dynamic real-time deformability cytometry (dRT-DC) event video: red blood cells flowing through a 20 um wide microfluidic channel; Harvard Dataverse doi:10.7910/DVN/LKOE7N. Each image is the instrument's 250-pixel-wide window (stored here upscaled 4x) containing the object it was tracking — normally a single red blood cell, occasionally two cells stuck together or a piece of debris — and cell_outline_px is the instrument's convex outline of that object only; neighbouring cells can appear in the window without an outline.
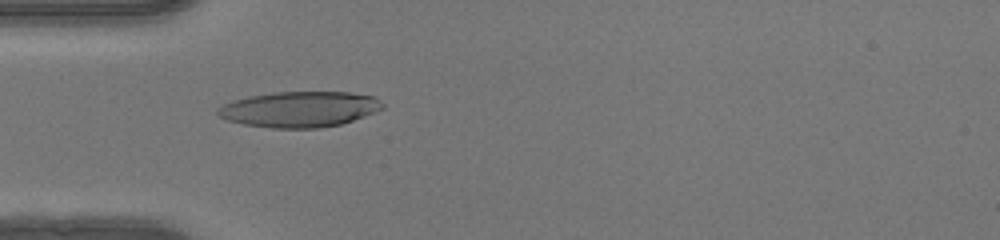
{"species": "human", "species_latin": "Homo sapiens", "temperature_condition": "warm", "stored_images_in_passage": 49, "camera_frame_rate_fps": 3000, "um_per_image_px": 0.085, "donor": {"sex": "female"}, "frame": {"image": 1, "passage_image": 15, "time_ms": 4.667, "image_size_px": [1000, 240], "cell_outline_px": [[384, 108], [364, 116], [340, 124], [320, 128], [272, 128], [244, 124], [228, 120], [220, 116], [216, 112], [224, 104], [232, 100], [248, 96], [272, 92], [348, 92], [376, 96], [384, 104]], "centroid_in_image_um": [25.48, 9.28], "position_along_channel_um": 59.5, "area_um2": 34.22}}
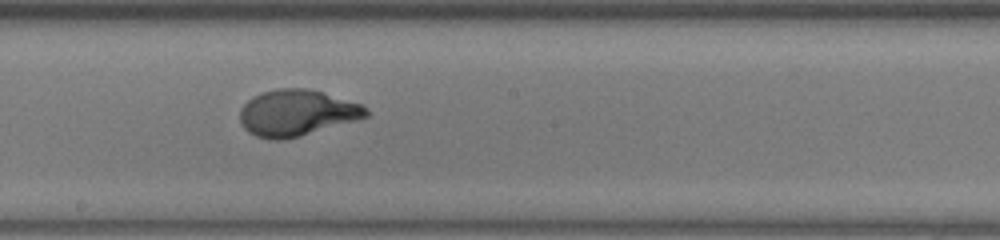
{"frame": {"image": 2, "passage_image": 27, "time_ms": 8.667, "image_size_px": [1000, 240], "cell_outline_px": [[368, 116], [356, 120], [300, 136], [280, 140], [272, 140], [256, 136], [248, 132], [240, 124], [240, 108], [252, 96], [276, 88], [304, 88], [320, 92], [360, 104], [368, 108]], "centroid_in_image_um": [25.18, 9.6], "position_along_channel_um": 223.0, "area_um2": 33.7}}
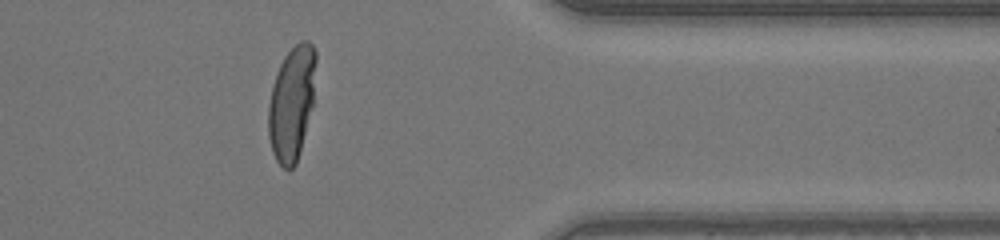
{"frame": {"image": 3, "passage_image": 40, "time_ms": 13.0, "image_size_px": [1000, 240], "cell_outline_px": [[316, 60], [312, 104], [300, 152], [296, 164], [288, 172], [276, 160], [272, 152], [268, 136], [268, 104], [276, 72], [284, 56], [300, 40], [308, 40], [312, 44], [316, 52]], "centroid_in_image_um": [24.78, 8.77], "position_along_channel_um": 386.6, "area_um2": 31.56}, "authors_computed_cell_mechanics": {"area_um2": 33.5818, "velocity_mm_per_s": 4.1675, "shape_relaxation_time_tau1_ms": 4.7544, "shape_relaxation_time_tau2_ms": null, "deformation_change_tau1": 0.2685, "deformation_change_tau2": null}}